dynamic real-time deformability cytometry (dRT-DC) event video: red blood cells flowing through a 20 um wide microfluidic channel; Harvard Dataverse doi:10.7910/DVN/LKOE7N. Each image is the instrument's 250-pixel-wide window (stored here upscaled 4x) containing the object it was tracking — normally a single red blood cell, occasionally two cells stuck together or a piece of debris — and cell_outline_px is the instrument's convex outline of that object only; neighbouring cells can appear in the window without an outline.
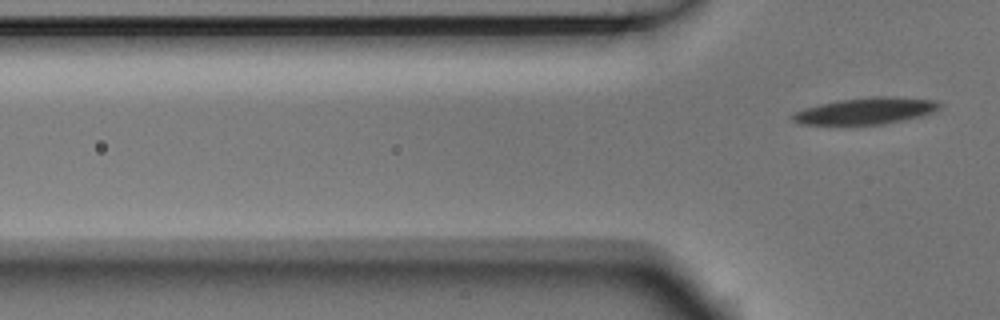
{"species": "Egyptian fruit bat (a non-hibernating species)", "species_latin": "Rousettus aegyptiacus", "temperature_condition": "room temperature", "stored_images_in_passage": 7, "segment_of_instrument_passage": [2, 2], "camera_frame_rate_fps": 3000, "um_per_image_px": 0.085, "animal": {"sex": "male"}, "frame": {"image": 1, "passage_image": 7, "time_ms": 2.0, "image_size_px": [1000, 320], "cell_outline_px": [[944, 104], [940, 108], [932, 112], [920, 116], [880, 124], [800, 124], [792, 120], [792, 116], [796, 112], [804, 108], [820, 104], [840, 100], [872, 96], [892, 96], [936, 100]], "centroid_in_image_um": [73.63, 9.41], "position_along_channel_um": 52.2, "area_um2": 22.48}}